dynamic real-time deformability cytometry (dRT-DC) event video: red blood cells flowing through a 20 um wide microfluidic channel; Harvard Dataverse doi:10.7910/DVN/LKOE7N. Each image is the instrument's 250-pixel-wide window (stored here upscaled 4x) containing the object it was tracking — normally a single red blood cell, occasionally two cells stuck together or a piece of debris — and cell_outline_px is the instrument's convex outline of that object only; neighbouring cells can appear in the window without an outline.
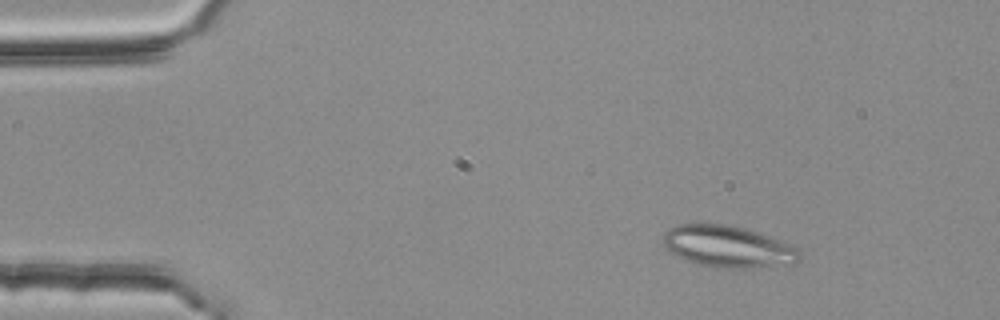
{"species": "common noctule bat (a hibernating species)", "species_latin": "Nyctalus noctula", "temperature_condition": "room temperature", "stored_images_in_passage": 46, "segment_of_instrument_passage": [1, 2], "camera_frame_rate_fps": 3000, "um_per_image_px": 0.085, "animal": {"sex": "female", "body_mass_g": 25.1}, "frame": {"image": 1, "passage_image": 1, "time_ms": 0.0, "image_size_px": [1000, 320], "cell_outline_px": [[800, 260], [796, 264], [748, 268], [728, 268], [700, 264], [676, 256], [660, 244], [660, 240], [664, 232], [676, 224], [732, 224], [748, 228], [768, 236], [796, 248], [800, 252]], "centroid_in_image_um": [61.83, 20.94], "position_along_channel_um": 23.2, "area_um2": 33.29}}